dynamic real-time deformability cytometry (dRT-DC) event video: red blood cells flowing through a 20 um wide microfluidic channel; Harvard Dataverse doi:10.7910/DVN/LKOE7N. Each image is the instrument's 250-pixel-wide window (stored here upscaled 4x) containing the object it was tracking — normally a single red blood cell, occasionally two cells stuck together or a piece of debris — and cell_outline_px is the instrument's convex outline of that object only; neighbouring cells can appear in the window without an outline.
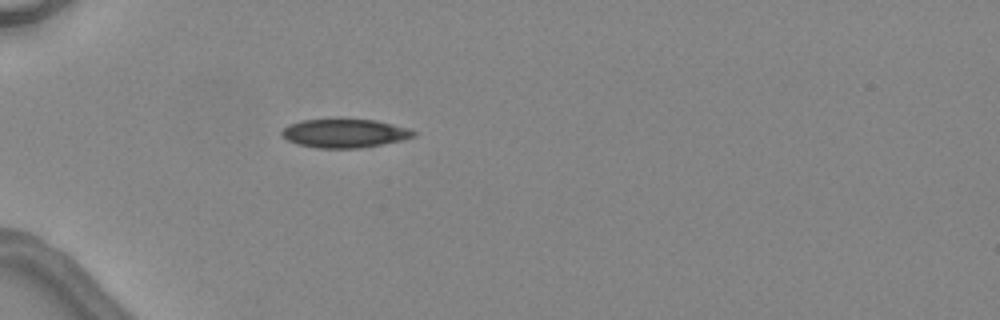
{"species": "common noctule bat (a hibernating species)", "species_latin": "Nyctalus noctula", "temperature_condition": "warm", "stored_images_in_passage": 1, "camera_frame_rate_fps": 3000, "um_per_image_px": 0.085, "animal": {"sex": "female", "body_mass_g": 24.6, "forearm_length_mm": 56.2}, "frame": {"image": 1, "passage_image": 1, "time_ms": 0.0, "image_size_px": [1000, 320], "cell_outline_px": [[416, 136], [400, 140], [360, 148], [316, 148], [296, 144], [280, 136], [280, 132], [288, 124], [300, 120], [376, 120], [408, 128], [416, 132]], "centroid_in_image_um": [29.24, 11.34], "position_along_channel_um": 55.8, "area_um2": 21.85}}